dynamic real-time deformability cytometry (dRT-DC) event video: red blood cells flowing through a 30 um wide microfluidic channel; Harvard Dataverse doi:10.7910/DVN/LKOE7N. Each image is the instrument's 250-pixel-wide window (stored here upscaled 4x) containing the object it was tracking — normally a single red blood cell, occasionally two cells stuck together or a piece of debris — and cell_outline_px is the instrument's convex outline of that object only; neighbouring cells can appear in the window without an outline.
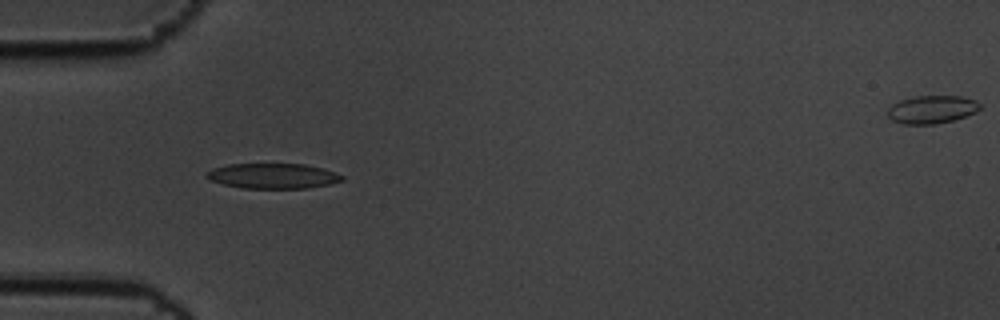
{"species": "common noctule bat (a hibernating species)", "species_latin": "Nyctalus noctula", "temperature_condition": "cold", "stored_images_in_passage": 3, "camera_frame_rate_fps": 3000, "um_per_image_px": 0.085, "animal": {"sex": "male", "body_mass_g": 19.5, "forearm_length_mm": 54.6}, "frame": {"image": 1, "passage_image": 1, "time_ms": 0.0, "image_size_px": [1000, 320], "cell_outline_px": [[344, 180], [332, 184], [308, 188], [244, 188], [224, 184], [212, 180], [204, 176], [212, 168], [228, 164], [304, 164], [324, 168], [336, 172], [344, 176]], "centroid_in_image_um": [23.26, 14.95], "position_along_channel_um": 61.7, "area_um2": 19.94}}
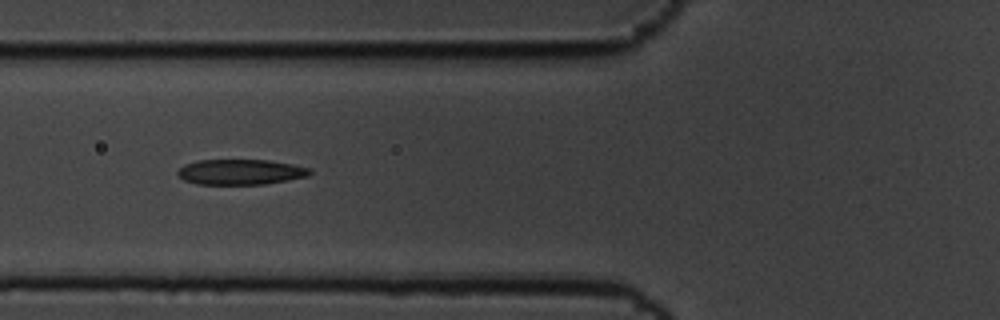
{"frame": {"image": 2, "passage_image": 2, "time_ms": 0.333, "image_size_px": [1000, 320], "cell_outline_px": [[312, 172], [308, 176], [288, 180], [264, 184], [196, 184], [184, 180], [176, 172], [184, 164], [196, 160], [268, 160], [292, 164], [312, 168]], "centroid_in_image_um": [20.46, 14.61], "position_along_channel_um": 105.3, "area_um2": 19.59}}
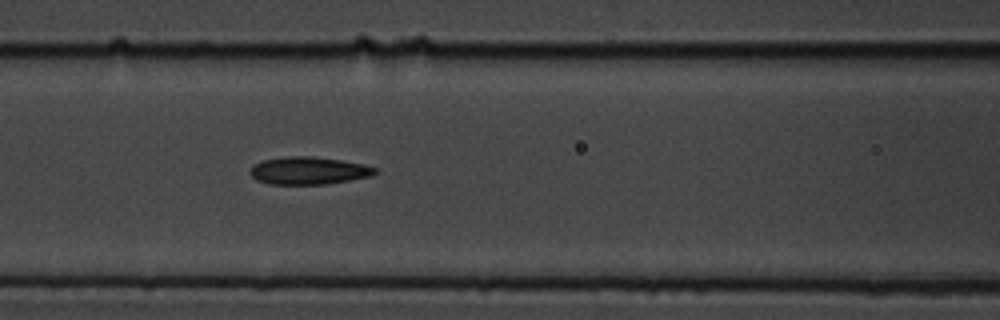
{"frame": {"image": 3, "passage_image": 3, "time_ms": 0.667, "image_size_px": [1000, 320], "cell_outline_px": [[376, 172], [372, 176], [324, 184], [268, 184], [256, 180], [248, 172], [252, 164], [264, 160], [288, 156], [312, 156], [340, 160], [364, 164], [376, 168]], "centroid_in_image_um": [26.18, 14.5], "position_along_channel_um": 140.4, "area_um2": 20.06}}